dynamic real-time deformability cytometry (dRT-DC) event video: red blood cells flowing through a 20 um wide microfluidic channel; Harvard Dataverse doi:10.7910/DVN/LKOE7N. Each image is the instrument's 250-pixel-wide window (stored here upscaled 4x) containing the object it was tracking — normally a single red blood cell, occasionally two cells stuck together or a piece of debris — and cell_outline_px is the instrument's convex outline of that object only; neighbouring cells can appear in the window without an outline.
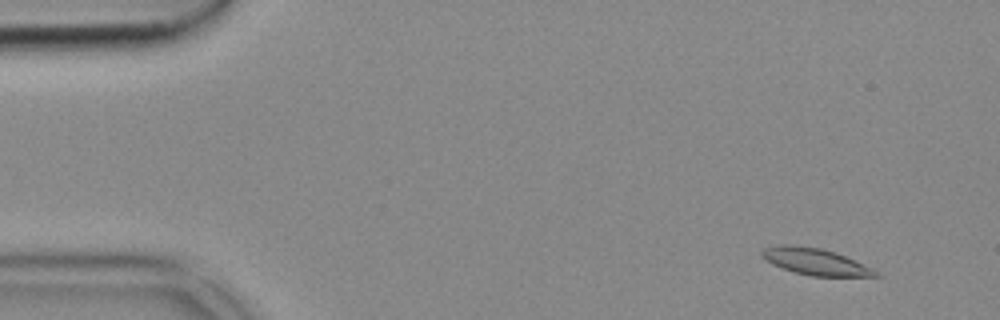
{"species": "common noctule bat (a hibernating species)", "species_latin": "Nyctalus noctula", "temperature_condition": "cold", "stored_images_in_passage": 22, "camera_frame_rate_fps": 3000, "um_per_image_px": 0.085, "animal": {"sex": "female", "body_mass_g": 18.4}, "frame": {"image": 1, "passage_image": 5, "time_ms": 1.333, "image_size_px": [1000, 320], "cell_outline_px": [[880, 276], [812, 276], [792, 272], [772, 264], [764, 260], [760, 256], [760, 252], [764, 248], [780, 244], [792, 244], [820, 248], [836, 252], [872, 268], [880, 272]], "centroid_in_image_um": [69.25, 22.23], "position_along_channel_um": 15.8, "area_um2": 17.8}}
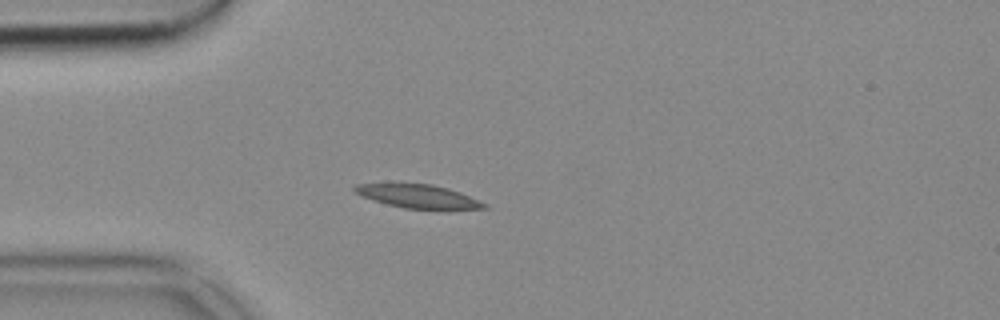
{"frame": {"image": 2, "passage_image": 15, "time_ms": 4.667, "image_size_px": [1000, 320], "cell_outline_px": [[488, 208], [404, 208], [372, 200], [360, 196], [352, 188], [356, 184], [432, 184], [448, 188], [460, 192], [488, 204]], "centroid_in_image_um": [35.52, 16.67], "position_along_channel_um": 49.5, "area_um2": 17.22}}